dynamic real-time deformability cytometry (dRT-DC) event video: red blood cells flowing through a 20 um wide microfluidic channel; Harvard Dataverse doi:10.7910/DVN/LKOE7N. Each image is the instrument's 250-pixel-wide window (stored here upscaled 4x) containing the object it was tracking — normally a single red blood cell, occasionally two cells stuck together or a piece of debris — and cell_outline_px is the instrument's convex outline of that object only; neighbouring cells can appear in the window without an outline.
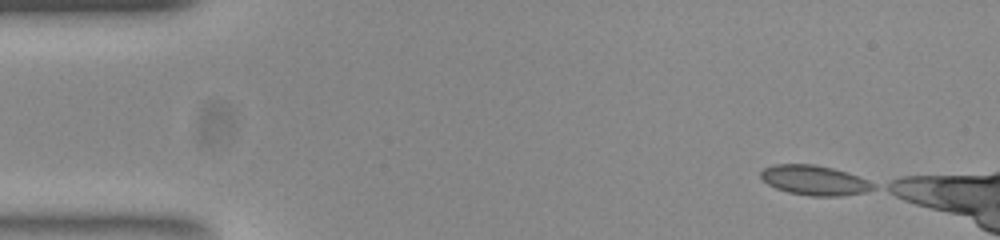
{"species": "common noctule bat (a hibernating species)", "species_latin": "Nyctalus noctula", "temperature_condition": "room temperature", "stored_images_in_passage": 12, "camera_frame_rate_fps": 3000, "um_per_image_px": 0.085, "animal": {"sex": "female", "body_mass_g": 23.0, "forearm_length_mm": 53.4}, "frame": {"image": 1, "passage_image": 1, "time_ms": 0.0, "image_size_px": [1000, 240], "cell_outline_px": [[876, 188], [864, 192], [836, 196], [812, 196], [788, 192], [776, 188], [768, 184], [760, 176], [760, 172], [764, 168], [776, 164], [812, 164], [832, 168], [868, 180], [876, 184]], "centroid_in_image_um": [69.22, 15.32], "position_along_channel_um": 15.8, "area_um2": 19.25}}
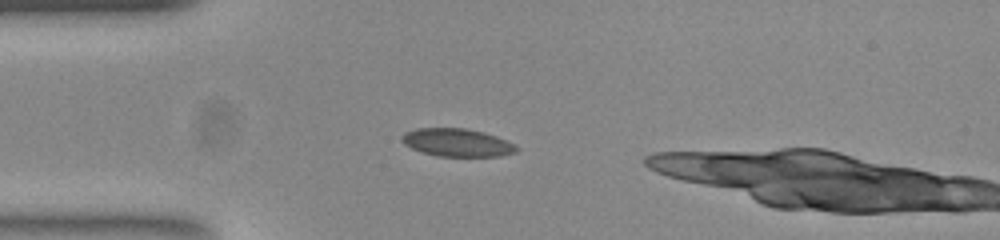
{"frame": {"image": 2, "passage_image": 10, "time_ms": 3.0, "image_size_px": [1000, 240], "cell_outline_px": [[520, 148], [516, 152], [500, 156], [440, 156], [424, 152], [412, 148], [404, 144], [400, 140], [404, 132], [416, 128], [464, 128], [484, 132], [496, 136]], "centroid_in_image_um": [38.83, 12.11], "position_along_channel_um": 46.2, "area_um2": 18.5}}